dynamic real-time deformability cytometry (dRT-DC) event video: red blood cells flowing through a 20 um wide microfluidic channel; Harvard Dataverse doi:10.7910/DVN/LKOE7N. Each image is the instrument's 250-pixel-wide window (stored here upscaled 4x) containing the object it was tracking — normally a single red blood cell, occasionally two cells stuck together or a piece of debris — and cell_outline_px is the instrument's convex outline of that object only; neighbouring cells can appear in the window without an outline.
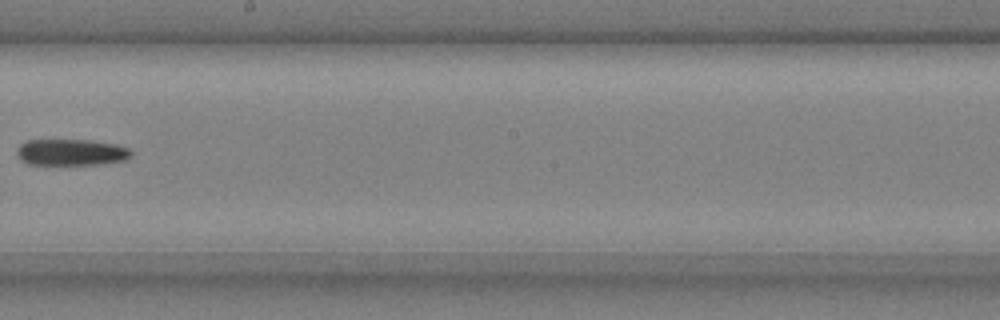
{"species": "common noctule bat (a hibernating species)", "species_latin": "Nyctalus noctula", "temperature_condition": "cold", "stored_images_in_passage": 7, "camera_frame_rate_fps": 3000, "um_per_image_px": 0.085, "animal": {"sex": "male", "body_mass_g": 20.4}, "frame": {"image": 1, "passage_image": 7, "time_ms": 2.0, "image_size_px": [1000, 320], "cell_outline_px": [[132, 156], [124, 160], [96, 164], [28, 164], [20, 160], [16, 152], [16, 148], [20, 144], [28, 140], [88, 140], [116, 144], [128, 148], [132, 152]], "centroid_in_image_um": [6.02, 12.94], "position_along_channel_um": 242.2, "area_um2": 17.51}}